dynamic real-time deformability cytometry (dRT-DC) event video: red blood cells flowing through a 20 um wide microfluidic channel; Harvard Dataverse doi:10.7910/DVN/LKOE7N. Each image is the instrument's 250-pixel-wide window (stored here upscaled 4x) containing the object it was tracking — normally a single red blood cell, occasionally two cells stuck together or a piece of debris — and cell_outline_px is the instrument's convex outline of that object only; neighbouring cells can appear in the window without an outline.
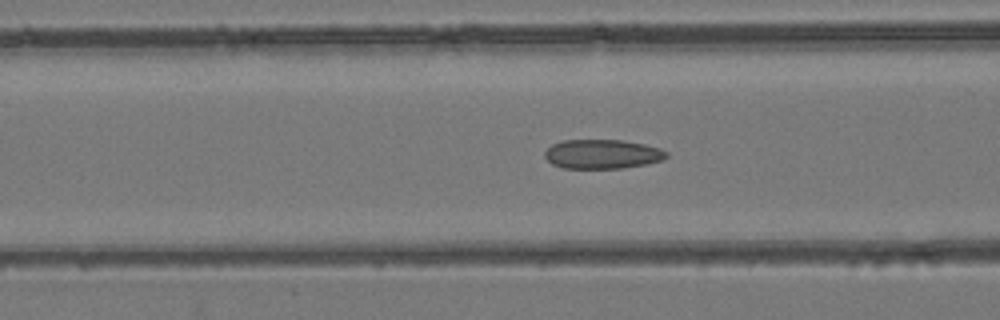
{"species": "common noctule bat (a hibernating species)", "species_latin": "Nyctalus noctula", "temperature_condition": "room temperature", "stored_images_in_passage": 54, "camera_frame_rate_fps": 3000, "um_per_image_px": 0.085, "animal": {"sex": "female", "body_mass_g": 24.6, "forearm_length_mm": 56.2}, "frame": {"image": 1, "passage_image": 22, "time_ms": 7.0, "image_size_px": [1000, 320], "cell_outline_px": [[668, 156], [660, 160], [648, 164], [624, 168], [560, 168], [552, 164], [544, 156], [544, 152], [552, 144], [564, 140], [620, 140], [644, 144], [660, 148], [668, 152]], "centroid_in_image_um": [51.19, 13.1], "position_along_channel_um": 115.4, "area_um2": 20.81}}
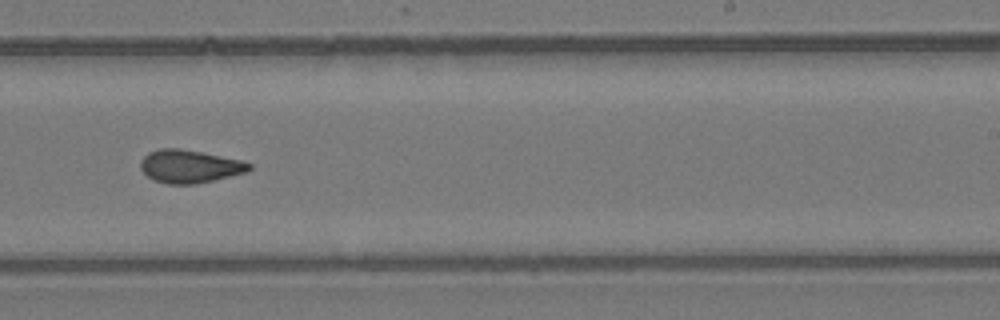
{"frame": {"image": 2, "passage_image": 34, "time_ms": 11.0, "image_size_px": [1000, 320], "cell_outline_px": [[252, 168], [248, 172], [196, 184], [168, 184], [152, 180], [140, 168], [140, 160], [148, 152], [160, 148], [180, 148], [240, 160], [252, 164]], "centroid_in_image_um": [16.1, 14.14], "position_along_channel_um": 272.9, "area_um2": 20.92}}
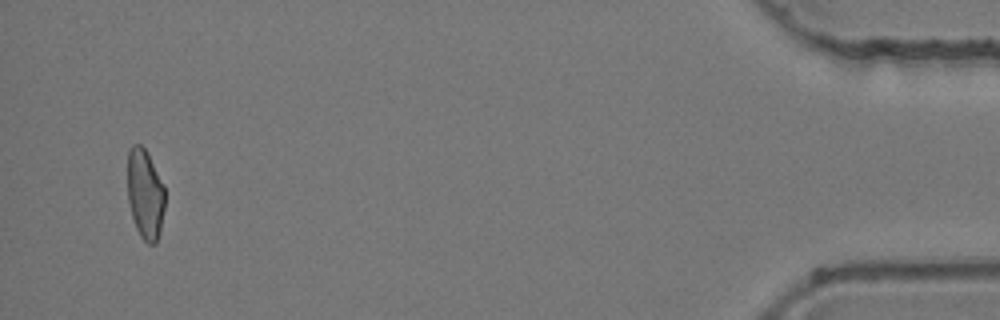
{"frame": {"image": 3, "passage_image": 52, "time_ms": 17.0, "image_size_px": [1000, 320], "cell_outline_px": [[164, 208], [160, 232], [156, 244], [148, 244], [140, 236], [136, 228], [132, 216], [128, 200], [128, 148], [132, 144], [140, 144], [144, 148], [164, 184]], "centroid_in_image_um": [12.33, 16.51], "position_along_channel_um": 422.9, "area_um2": 19.59}, "authors_computed_cell_mechanics": {"area_um2": 20.8658, "velocity_mm_per_s": 3.9375, "shape_relaxation_time_tau1_ms": null, "shape_relaxation_time_tau2_ms": 2.8627, "deformation_change_tau1": null, "deformation_change_tau2": 0.0989}}